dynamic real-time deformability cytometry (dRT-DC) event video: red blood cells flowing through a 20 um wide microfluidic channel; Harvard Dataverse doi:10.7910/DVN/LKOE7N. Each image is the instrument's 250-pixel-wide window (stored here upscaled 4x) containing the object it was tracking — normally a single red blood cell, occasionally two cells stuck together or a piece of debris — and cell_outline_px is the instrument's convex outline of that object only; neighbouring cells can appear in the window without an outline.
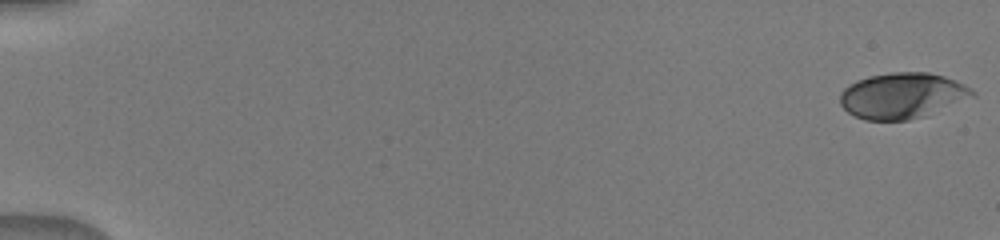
{"species": "human", "species_latin": "Homo sapiens", "temperature_condition": "warm", "stored_images_in_passage": 32, "camera_frame_rate_fps": 3000, "um_per_image_px": 0.085, "donor": {"sex": "male"}, "frame": {"image": 1, "passage_image": 1, "time_ms": 0.0, "image_size_px": [1000, 240], "cell_outline_px": [[976, 96], [924, 116], [908, 120], [864, 120], [848, 112], [840, 104], [840, 92], [848, 84], [856, 80], [868, 76], [892, 72], [928, 72], [944, 76], [956, 80], [964, 84], [976, 92]], "centroid_in_image_um": [76.69, 8.12], "position_along_channel_um": 8.3, "area_um2": 35.43}}
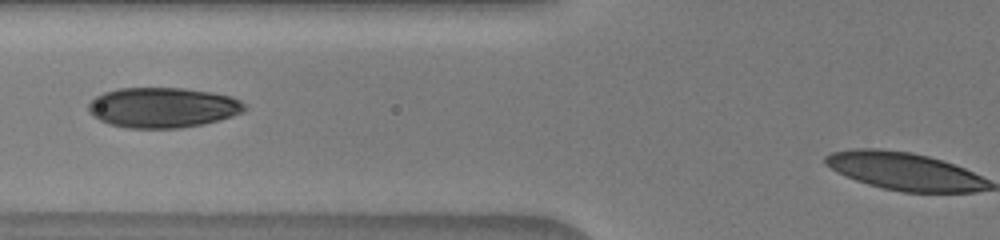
{"frame": {"image": 2, "passage_image": 12, "time_ms": 7.0, "image_size_px": [1000, 240], "cell_outline_px": [[248, 108], [244, 112], [220, 120], [180, 128], [128, 128], [108, 124], [92, 116], [88, 112], [88, 104], [96, 96], [104, 92], [120, 88], [184, 88], [212, 92], [232, 96], [240, 100]], "centroid_in_image_um": [13.84, 9.14], "position_along_channel_um": 112.0, "area_um2": 36.82}}
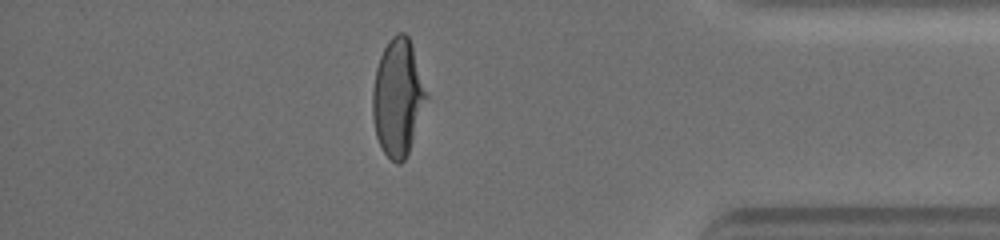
{"frame": {"image": 3, "passage_image": 28, "time_ms": 14.667, "image_size_px": [1000, 240], "cell_outline_px": [[428, 96], [408, 152], [404, 160], [400, 164], [396, 164], [384, 152], [376, 136], [372, 116], [372, 92], [376, 68], [380, 56], [388, 40], [396, 32], [404, 32], [408, 36]], "centroid_in_image_um": [33.79, 8.28], "position_along_channel_um": 401.4, "area_um2": 36.18}}